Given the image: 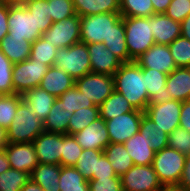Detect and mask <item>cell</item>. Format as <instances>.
Masks as SVG:
<instances>
[{"mask_svg": "<svg viewBox=\"0 0 190 191\" xmlns=\"http://www.w3.org/2000/svg\"><path fill=\"white\" fill-rule=\"evenodd\" d=\"M100 117L99 106L81 108L73 112L69 119L68 135H74Z\"/></svg>", "mask_w": 190, "mask_h": 191, "instance_id": "cell-34", "label": "cell"}, {"mask_svg": "<svg viewBox=\"0 0 190 191\" xmlns=\"http://www.w3.org/2000/svg\"><path fill=\"white\" fill-rule=\"evenodd\" d=\"M122 17H150L154 14L151 0H120Z\"/></svg>", "mask_w": 190, "mask_h": 191, "instance_id": "cell-37", "label": "cell"}, {"mask_svg": "<svg viewBox=\"0 0 190 191\" xmlns=\"http://www.w3.org/2000/svg\"><path fill=\"white\" fill-rule=\"evenodd\" d=\"M25 0H0L1 5H23Z\"/></svg>", "mask_w": 190, "mask_h": 191, "instance_id": "cell-58", "label": "cell"}, {"mask_svg": "<svg viewBox=\"0 0 190 191\" xmlns=\"http://www.w3.org/2000/svg\"><path fill=\"white\" fill-rule=\"evenodd\" d=\"M129 62L155 44L149 17H123Z\"/></svg>", "mask_w": 190, "mask_h": 191, "instance_id": "cell-4", "label": "cell"}, {"mask_svg": "<svg viewBox=\"0 0 190 191\" xmlns=\"http://www.w3.org/2000/svg\"><path fill=\"white\" fill-rule=\"evenodd\" d=\"M29 180V173L10 168L0 174V191H20Z\"/></svg>", "mask_w": 190, "mask_h": 191, "instance_id": "cell-39", "label": "cell"}, {"mask_svg": "<svg viewBox=\"0 0 190 191\" xmlns=\"http://www.w3.org/2000/svg\"><path fill=\"white\" fill-rule=\"evenodd\" d=\"M186 156L173 148H163L155 152L152 167L163 185L178 184L184 169Z\"/></svg>", "mask_w": 190, "mask_h": 191, "instance_id": "cell-6", "label": "cell"}, {"mask_svg": "<svg viewBox=\"0 0 190 191\" xmlns=\"http://www.w3.org/2000/svg\"><path fill=\"white\" fill-rule=\"evenodd\" d=\"M161 191H189L187 188L179 184L163 185Z\"/></svg>", "mask_w": 190, "mask_h": 191, "instance_id": "cell-56", "label": "cell"}, {"mask_svg": "<svg viewBox=\"0 0 190 191\" xmlns=\"http://www.w3.org/2000/svg\"><path fill=\"white\" fill-rule=\"evenodd\" d=\"M141 68L155 69L170 74L177 68L168 45L154 44L134 60Z\"/></svg>", "mask_w": 190, "mask_h": 191, "instance_id": "cell-16", "label": "cell"}, {"mask_svg": "<svg viewBox=\"0 0 190 191\" xmlns=\"http://www.w3.org/2000/svg\"><path fill=\"white\" fill-rule=\"evenodd\" d=\"M103 154L104 152L101 150L83 149L74 167L89 181L92 179L93 173H96L97 160Z\"/></svg>", "mask_w": 190, "mask_h": 191, "instance_id": "cell-38", "label": "cell"}, {"mask_svg": "<svg viewBox=\"0 0 190 191\" xmlns=\"http://www.w3.org/2000/svg\"><path fill=\"white\" fill-rule=\"evenodd\" d=\"M82 151L74 135L62 134L61 166H75Z\"/></svg>", "mask_w": 190, "mask_h": 191, "instance_id": "cell-41", "label": "cell"}, {"mask_svg": "<svg viewBox=\"0 0 190 191\" xmlns=\"http://www.w3.org/2000/svg\"><path fill=\"white\" fill-rule=\"evenodd\" d=\"M121 18L120 13H102L80 17V42L89 44L107 40L112 26Z\"/></svg>", "mask_w": 190, "mask_h": 191, "instance_id": "cell-7", "label": "cell"}, {"mask_svg": "<svg viewBox=\"0 0 190 191\" xmlns=\"http://www.w3.org/2000/svg\"><path fill=\"white\" fill-rule=\"evenodd\" d=\"M149 97L148 104H159L172 100L167 97L166 80L168 75L155 69L142 68Z\"/></svg>", "mask_w": 190, "mask_h": 191, "instance_id": "cell-23", "label": "cell"}, {"mask_svg": "<svg viewBox=\"0 0 190 191\" xmlns=\"http://www.w3.org/2000/svg\"><path fill=\"white\" fill-rule=\"evenodd\" d=\"M58 48L42 37L32 43L30 57L48 66H53Z\"/></svg>", "mask_w": 190, "mask_h": 191, "instance_id": "cell-40", "label": "cell"}, {"mask_svg": "<svg viewBox=\"0 0 190 191\" xmlns=\"http://www.w3.org/2000/svg\"><path fill=\"white\" fill-rule=\"evenodd\" d=\"M104 155L110 161L115 174L121 177L134 163L123 144L110 143L104 150Z\"/></svg>", "mask_w": 190, "mask_h": 191, "instance_id": "cell-28", "label": "cell"}, {"mask_svg": "<svg viewBox=\"0 0 190 191\" xmlns=\"http://www.w3.org/2000/svg\"><path fill=\"white\" fill-rule=\"evenodd\" d=\"M73 113L60 107V99L56 98L47 118L44 121V131L49 133L68 134L69 119Z\"/></svg>", "mask_w": 190, "mask_h": 191, "instance_id": "cell-31", "label": "cell"}, {"mask_svg": "<svg viewBox=\"0 0 190 191\" xmlns=\"http://www.w3.org/2000/svg\"><path fill=\"white\" fill-rule=\"evenodd\" d=\"M10 163L4 150H0V174L10 169Z\"/></svg>", "mask_w": 190, "mask_h": 191, "instance_id": "cell-54", "label": "cell"}, {"mask_svg": "<svg viewBox=\"0 0 190 191\" xmlns=\"http://www.w3.org/2000/svg\"><path fill=\"white\" fill-rule=\"evenodd\" d=\"M181 107V101L172 99L159 104H148L144 114L169 135L179 127Z\"/></svg>", "mask_w": 190, "mask_h": 191, "instance_id": "cell-12", "label": "cell"}, {"mask_svg": "<svg viewBox=\"0 0 190 191\" xmlns=\"http://www.w3.org/2000/svg\"><path fill=\"white\" fill-rule=\"evenodd\" d=\"M181 36L190 40V14L180 23Z\"/></svg>", "mask_w": 190, "mask_h": 191, "instance_id": "cell-53", "label": "cell"}, {"mask_svg": "<svg viewBox=\"0 0 190 191\" xmlns=\"http://www.w3.org/2000/svg\"><path fill=\"white\" fill-rule=\"evenodd\" d=\"M7 144V131L0 126V150H3Z\"/></svg>", "mask_w": 190, "mask_h": 191, "instance_id": "cell-57", "label": "cell"}, {"mask_svg": "<svg viewBox=\"0 0 190 191\" xmlns=\"http://www.w3.org/2000/svg\"><path fill=\"white\" fill-rule=\"evenodd\" d=\"M54 66L62 69L74 80L91 73V63L87 44L78 42L68 48L58 49L55 56Z\"/></svg>", "mask_w": 190, "mask_h": 191, "instance_id": "cell-5", "label": "cell"}, {"mask_svg": "<svg viewBox=\"0 0 190 191\" xmlns=\"http://www.w3.org/2000/svg\"><path fill=\"white\" fill-rule=\"evenodd\" d=\"M60 165L39 163L30 173V179L37 183L44 191H60Z\"/></svg>", "mask_w": 190, "mask_h": 191, "instance_id": "cell-26", "label": "cell"}, {"mask_svg": "<svg viewBox=\"0 0 190 191\" xmlns=\"http://www.w3.org/2000/svg\"><path fill=\"white\" fill-rule=\"evenodd\" d=\"M126 34L123 17L112 26L111 33L103 43L115 54L123 63H129V53L126 46Z\"/></svg>", "mask_w": 190, "mask_h": 191, "instance_id": "cell-29", "label": "cell"}, {"mask_svg": "<svg viewBox=\"0 0 190 191\" xmlns=\"http://www.w3.org/2000/svg\"><path fill=\"white\" fill-rule=\"evenodd\" d=\"M58 98L60 99V107L70 113H73L81 108L95 106L90 98H87L78 90V88H76V86L72 87Z\"/></svg>", "mask_w": 190, "mask_h": 191, "instance_id": "cell-35", "label": "cell"}, {"mask_svg": "<svg viewBox=\"0 0 190 191\" xmlns=\"http://www.w3.org/2000/svg\"><path fill=\"white\" fill-rule=\"evenodd\" d=\"M48 0H25L23 5L9 6V35L35 42L51 25Z\"/></svg>", "mask_w": 190, "mask_h": 191, "instance_id": "cell-1", "label": "cell"}, {"mask_svg": "<svg viewBox=\"0 0 190 191\" xmlns=\"http://www.w3.org/2000/svg\"><path fill=\"white\" fill-rule=\"evenodd\" d=\"M149 24H151L155 44L169 45L177 37L181 36L180 23L173 21L165 14L151 15Z\"/></svg>", "mask_w": 190, "mask_h": 191, "instance_id": "cell-19", "label": "cell"}, {"mask_svg": "<svg viewBox=\"0 0 190 191\" xmlns=\"http://www.w3.org/2000/svg\"><path fill=\"white\" fill-rule=\"evenodd\" d=\"M179 127L190 132V100L182 102Z\"/></svg>", "mask_w": 190, "mask_h": 191, "instance_id": "cell-49", "label": "cell"}, {"mask_svg": "<svg viewBox=\"0 0 190 191\" xmlns=\"http://www.w3.org/2000/svg\"><path fill=\"white\" fill-rule=\"evenodd\" d=\"M139 132L146 137H149L151 148L155 151H161L163 148L168 147V134L162 129L157 127L148 116L142 115L140 122Z\"/></svg>", "mask_w": 190, "mask_h": 191, "instance_id": "cell-33", "label": "cell"}, {"mask_svg": "<svg viewBox=\"0 0 190 191\" xmlns=\"http://www.w3.org/2000/svg\"><path fill=\"white\" fill-rule=\"evenodd\" d=\"M111 177H119L115 174L110 161L103 154L97 160L96 173H93L92 178H111Z\"/></svg>", "mask_w": 190, "mask_h": 191, "instance_id": "cell-48", "label": "cell"}, {"mask_svg": "<svg viewBox=\"0 0 190 191\" xmlns=\"http://www.w3.org/2000/svg\"><path fill=\"white\" fill-rule=\"evenodd\" d=\"M6 131L8 143H31L44 132V122L38 119L30 106L22 100Z\"/></svg>", "mask_w": 190, "mask_h": 191, "instance_id": "cell-3", "label": "cell"}, {"mask_svg": "<svg viewBox=\"0 0 190 191\" xmlns=\"http://www.w3.org/2000/svg\"><path fill=\"white\" fill-rule=\"evenodd\" d=\"M20 94L0 95V126L7 130L11 125L18 105L22 101Z\"/></svg>", "mask_w": 190, "mask_h": 191, "instance_id": "cell-36", "label": "cell"}, {"mask_svg": "<svg viewBox=\"0 0 190 191\" xmlns=\"http://www.w3.org/2000/svg\"><path fill=\"white\" fill-rule=\"evenodd\" d=\"M167 97L181 102L190 100V67L176 68L166 80Z\"/></svg>", "mask_w": 190, "mask_h": 191, "instance_id": "cell-20", "label": "cell"}, {"mask_svg": "<svg viewBox=\"0 0 190 191\" xmlns=\"http://www.w3.org/2000/svg\"><path fill=\"white\" fill-rule=\"evenodd\" d=\"M75 86V80L56 66H50L48 72L42 78L39 87L46 92L60 97L63 93Z\"/></svg>", "mask_w": 190, "mask_h": 191, "instance_id": "cell-21", "label": "cell"}, {"mask_svg": "<svg viewBox=\"0 0 190 191\" xmlns=\"http://www.w3.org/2000/svg\"><path fill=\"white\" fill-rule=\"evenodd\" d=\"M123 145L131 156L134 165H152L155 151L151 148L149 137L138 132Z\"/></svg>", "mask_w": 190, "mask_h": 191, "instance_id": "cell-22", "label": "cell"}, {"mask_svg": "<svg viewBox=\"0 0 190 191\" xmlns=\"http://www.w3.org/2000/svg\"><path fill=\"white\" fill-rule=\"evenodd\" d=\"M49 68L50 66L31 57L25 61L15 63L12 71L14 93L22 95L27 90L39 87Z\"/></svg>", "mask_w": 190, "mask_h": 191, "instance_id": "cell-8", "label": "cell"}, {"mask_svg": "<svg viewBox=\"0 0 190 191\" xmlns=\"http://www.w3.org/2000/svg\"><path fill=\"white\" fill-rule=\"evenodd\" d=\"M75 86L96 106H100L114 91L113 76L100 73H88L75 80Z\"/></svg>", "mask_w": 190, "mask_h": 191, "instance_id": "cell-9", "label": "cell"}, {"mask_svg": "<svg viewBox=\"0 0 190 191\" xmlns=\"http://www.w3.org/2000/svg\"><path fill=\"white\" fill-rule=\"evenodd\" d=\"M8 13L9 5H0V41L9 33Z\"/></svg>", "mask_w": 190, "mask_h": 191, "instance_id": "cell-50", "label": "cell"}, {"mask_svg": "<svg viewBox=\"0 0 190 191\" xmlns=\"http://www.w3.org/2000/svg\"><path fill=\"white\" fill-rule=\"evenodd\" d=\"M114 90L122 94L131 105L145 111L149 103L142 68L135 62L123 63L113 75Z\"/></svg>", "mask_w": 190, "mask_h": 191, "instance_id": "cell-2", "label": "cell"}, {"mask_svg": "<svg viewBox=\"0 0 190 191\" xmlns=\"http://www.w3.org/2000/svg\"><path fill=\"white\" fill-rule=\"evenodd\" d=\"M89 191H122L121 178H92L89 180Z\"/></svg>", "mask_w": 190, "mask_h": 191, "instance_id": "cell-46", "label": "cell"}, {"mask_svg": "<svg viewBox=\"0 0 190 191\" xmlns=\"http://www.w3.org/2000/svg\"><path fill=\"white\" fill-rule=\"evenodd\" d=\"M10 167L22 172L31 173L39 164L33 143H8L3 149Z\"/></svg>", "mask_w": 190, "mask_h": 191, "instance_id": "cell-15", "label": "cell"}, {"mask_svg": "<svg viewBox=\"0 0 190 191\" xmlns=\"http://www.w3.org/2000/svg\"><path fill=\"white\" fill-rule=\"evenodd\" d=\"M59 188L60 191H89V181L74 166H61Z\"/></svg>", "mask_w": 190, "mask_h": 191, "instance_id": "cell-32", "label": "cell"}, {"mask_svg": "<svg viewBox=\"0 0 190 191\" xmlns=\"http://www.w3.org/2000/svg\"><path fill=\"white\" fill-rule=\"evenodd\" d=\"M41 37L58 49L68 48L80 42V16L75 14L52 25L42 33Z\"/></svg>", "mask_w": 190, "mask_h": 191, "instance_id": "cell-10", "label": "cell"}, {"mask_svg": "<svg viewBox=\"0 0 190 191\" xmlns=\"http://www.w3.org/2000/svg\"><path fill=\"white\" fill-rule=\"evenodd\" d=\"M143 114V111L136 109L105 121L110 143L124 144L138 133Z\"/></svg>", "mask_w": 190, "mask_h": 191, "instance_id": "cell-13", "label": "cell"}, {"mask_svg": "<svg viewBox=\"0 0 190 191\" xmlns=\"http://www.w3.org/2000/svg\"><path fill=\"white\" fill-rule=\"evenodd\" d=\"M178 184L190 191V155H187L185 158L184 169Z\"/></svg>", "mask_w": 190, "mask_h": 191, "instance_id": "cell-51", "label": "cell"}, {"mask_svg": "<svg viewBox=\"0 0 190 191\" xmlns=\"http://www.w3.org/2000/svg\"><path fill=\"white\" fill-rule=\"evenodd\" d=\"M168 46L177 68L190 67V40L179 36Z\"/></svg>", "mask_w": 190, "mask_h": 191, "instance_id": "cell-42", "label": "cell"}, {"mask_svg": "<svg viewBox=\"0 0 190 191\" xmlns=\"http://www.w3.org/2000/svg\"><path fill=\"white\" fill-rule=\"evenodd\" d=\"M122 191H161L152 165H134L121 177Z\"/></svg>", "mask_w": 190, "mask_h": 191, "instance_id": "cell-11", "label": "cell"}, {"mask_svg": "<svg viewBox=\"0 0 190 191\" xmlns=\"http://www.w3.org/2000/svg\"><path fill=\"white\" fill-rule=\"evenodd\" d=\"M48 15L53 23L74 16L75 10L72 0H48Z\"/></svg>", "mask_w": 190, "mask_h": 191, "instance_id": "cell-43", "label": "cell"}, {"mask_svg": "<svg viewBox=\"0 0 190 191\" xmlns=\"http://www.w3.org/2000/svg\"><path fill=\"white\" fill-rule=\"evenodd\" d=\"M74 137L83 149L103 151L110 144L106 122L101 117L74 134Z\"/></svg>", "mask_w": 190, "mask_h": 191, "instance_id": "cell-18", "label": "cell"}, {"mask_svg": "<svg viewBox=\"0 0 190 191\" xmlns=\"http://www.w3.org/2000/svg\"><path fill=\"white\" fill-rule=\"evenodd\" d=\"M13 63L0 50V95L13 94Z\"/></svg>", "mask_w": 190, "mask_h": 191, "instance_id": "cell-45", "label": "cell"}, {"mask_svg": "<svg viewBox=\"0 0 190 191\" xmlns=\"http://www.w3.org/2000/svg\"><path fill=\"white\" fill-rule=\"evenodd\" d=\"M164 14L173 21L181 23L190 14V2L184 0H171Z\"/></svg>", "mask_w": 190, "mask_h": 191, "instance_id": "cell-47", "label": "cell"}, {"mask_svg": "<svg viewBox=\"0 0 190 191\" xmlns=\"http://www.w3.org/2000/svg\"><path fill=\"white\" fill-rule=\"evenodd\" d=\"M168 147L173 148L183 155H190V132L177 127L168 135Z\"/></svg>", "mask_w": 190, "mask_h": 191, "instance_id": "cell-44", "label": "cell"}, {"mask_svg": "<svg viewBox=\"0 0 190 191\" xmlns=\"http://www.w3.org/2000/svg\"><path fill=\"white\" fill-rule=\"evenodd\" d=\"M75 13L82 17L102 13H120V0H72Z\"/></svg>", "mask_w": 190, "mask_h": 191, "instance_id": "cell-27", "label": "cell"}, {"mask_svg": "<svg viewBox=\"0 0 190 191\" xmlns=\"http://www.w3.org/2000/svg\"><path fill=\"white\" fill-rule=\"evenodd\" d=\"M32 143L39 163L61 166L62 134L44 131Z\"/></svg>", "mask_w": 190, "mask_h": 191, "instance_id": "cell-14", "label": "cell"}, {"mask_svg": "<svg viewBox=\"0 0 190 191\" xmlns=\"http://www.w3.org/2000/svg\"><path fill=\"white\" fill-rule=\"evenodd\" d=\"M20 191H44L37 183L31 179L23 186Z\"/></svg>", "mask_w": 190, "mask_h": 191, "instance_id": "cell-55", "label": "cell"}, {"mask_svg": "<svg viewBox=\"0 0 190 191\" xmlns=\"http://www.w3.org/2000/svg\"><path fill=\"white\" fill-rule=\"evenodd\" d=\"M31 47L32 42L9 34L0 41V50L13 64L27 60L31 54Z\"/></svg>", "mask_w": 190, "mask_h": 191, "instance_id": "cell-25", "label": "cell"}, {"mask_svg": "<svg viewBox=\"0 0 190 191\" xmlns=\"http://www.w3.org/2000/svg\"><path fill=\"white\" fill-rule=\"evenodd\" d=\"M21 96L23 101H25L33 110L37 118L43 122L47 118L50 109L56 100L55 96L40 87L27 90Z\"/></svg>", "mask_w": 190, "mask_h": 191, "instance_id": "cell-24", "label": "cell"}, {"mask_svg": "<svg viewBox=\"0 0 190 191\" xmlns=\"http://www.w3.org/2000/svg\"><path fill=\"white\" fill-rule=\"evenodd\" d=\"M136 110L128 100L117 91L112 94L99 106L100 117L105 121L115 118L121 114Z\"/></svg>", "mask_w": 190, "mask_h": 191, "instance_id": "cell-30", "label": "cell"}, {"mask_svg": "<svg viewBox=\"0 0 190 191\" xmlns=\"http://www.w3.org/2000/svg\"><path fill=\"white\" fill-rule=\"evenodd\" d=\"M87 49L90 56L91 72L113 76L123 62L101 43H89Z\"/></svg>", "mask_w": 190, "mask_h": 191, "instance_id": "cell-17", "label": "cell"}, {"mask_svg": "<svg viewBox=\"0 0 190 191\" xmlns=\"http://www.w3.org/2000/svg\"><path fill=\"white\" fill-rule=\"evenodd\" d=\"M154 7V14H164L171 0H151Z\"/></svg>", "mask_w": 190, "mask_h": 191, "instance_id": "cell-52", "label": "cell"}]
</instances>
